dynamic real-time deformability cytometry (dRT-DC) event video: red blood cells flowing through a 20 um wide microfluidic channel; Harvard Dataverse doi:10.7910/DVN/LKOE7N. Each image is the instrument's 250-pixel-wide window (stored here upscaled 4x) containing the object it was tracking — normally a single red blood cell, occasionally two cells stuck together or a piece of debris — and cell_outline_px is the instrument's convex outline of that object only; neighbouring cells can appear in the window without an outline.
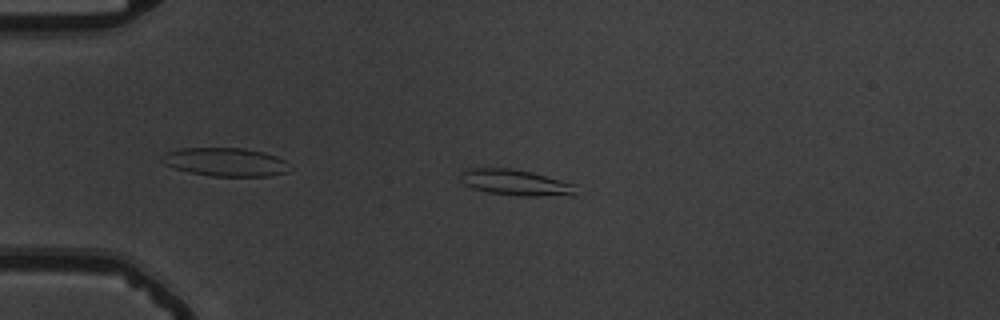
{"species": "common noctule bat (a hibernating species)", "species_latin": "Nyctalus noctula", "temperature_condition": "warm", "stored_images_in_passage": 49, "camera_frame_rate_fps": 3000, "um_per_image_px": 0.085, "animal": {"sex": "male", "body_mass_g": 19.5, "forearm_length_mm": 54.6}, "frame": {"image": 1, "passage_image": 8, "time_ms": 2.333, "image_size_px": [1000, 320], "cell_outline_px": [[576, 196], [520, 196], [488, 192], [472, 188], [464, 184], [460, 180], [460, 172], [468, 168], [512, 168], [532, 172], [576, 184]], "centroid_in_image_um": [43.86, 15.52], "position_along_channel_um": 41.1, "area_um2": 17.74}}
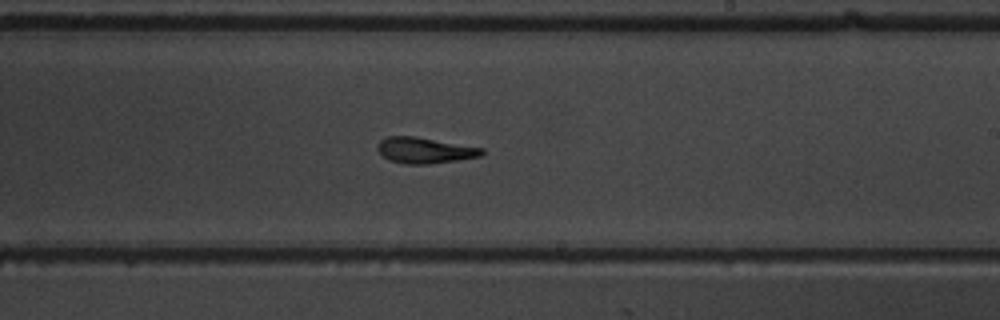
{"frame": {"image": 2, "passage_image": 28, "time_ms": 9.0, "image_size_px": [1000, 320], "cell_outline_px": [[484, 152], [480, 156], [456, 160], [428, 164], [404, 164], [388, 160], [376, 148], [376, 144], [380, 140], [388, 136], [416, 136], [484, 148]], "centroid_in_image_um": [36.07, 12.77], "position_along_channel_um": 252.9, "area_um2": 15.78}}
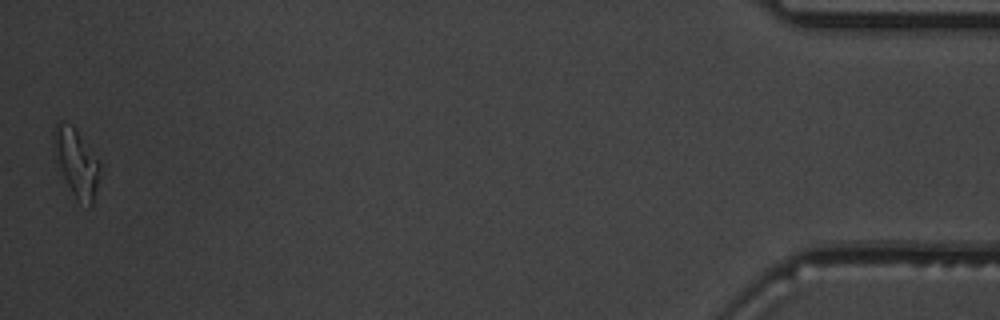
{"frame": {"image": 3, "passage_image": 49, "time_ms": 16.0, "image_size_px": [1000, 320], "cell_outline_px": [[100, 164], [92, 204], [88, 208], [76, 200], [64, 176], [52, 144], [52, 132], [56, 120], [60, 120], [76, 128], [100, 160]], "centroid_in_image_um": [6.48, 13.74], "position_along_channel_um": 428.7, "area_um2": 18.03}, "authors_computed_cell_mechanics": {"area_um2": 16.0106, "velocity_mm_per_s": 3.7148, "shape_relaxation_time_tau1_ms": 6.4583, "shape_relaxation_time_tau2_ms": 2.8575, "deformation_change_tau1": 0.2252, "deformation_change_tau2": 0.135}}